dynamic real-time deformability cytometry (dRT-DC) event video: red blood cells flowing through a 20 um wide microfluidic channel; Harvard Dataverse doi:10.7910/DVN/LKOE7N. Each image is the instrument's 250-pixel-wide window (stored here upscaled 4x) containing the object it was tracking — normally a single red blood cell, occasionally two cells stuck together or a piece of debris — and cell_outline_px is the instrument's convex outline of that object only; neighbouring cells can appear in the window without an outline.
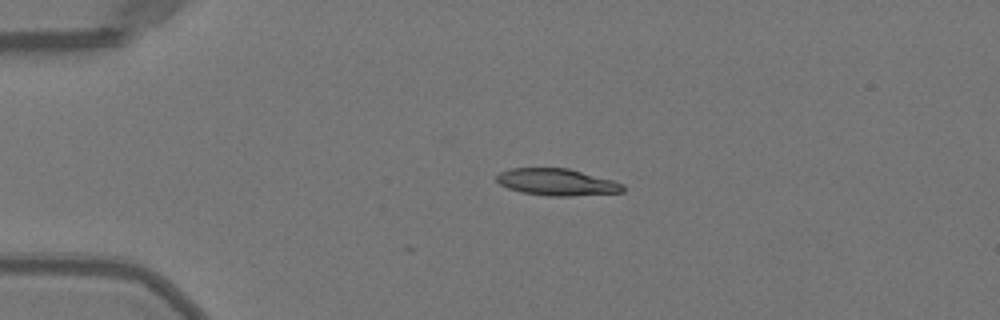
{"species": "Egyptian fruit bat (a non-hibernating species)", "species_latin": "Rousettus aegyptiacus", "temperature_condition": "warm", "stored_images_in_passage": 23, "camera_frame_rate_fps": 3000, "um_per_image_px": 0.085, "animal": {"sex": "female"}, "frame": {"image": 1, "passage_image": 1, "time_ms": 0.0, "image_size_px": [1000, 320], "cell_outline_px": [[624, 192], [572, 196], [548, 196], [520, 192], [508, 188], [500, 184], [496, 180], [496, 176], [500, 172], [512, 168], [568, 168], [612, 180], [624, 184]], "centroid_in_image_um": [47.33, 15.48], "position_along_channel_um": 37.7, "area_um2": 19.77}}
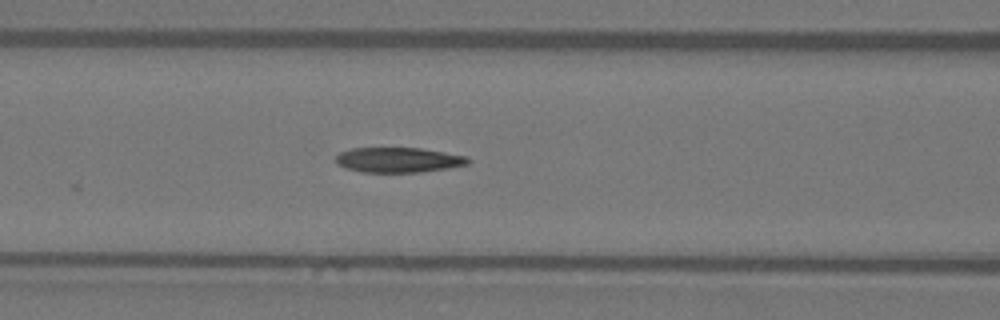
{"frame": {"image": 2, "passage_image": 11, "time_ms": 3.333, "image_size_px": [1000, 320], "cell_outline_px": [[472, 160], [468, 164], [448, 168], [420, 172], [360, 172], [344, 168], [336, 164], [336, 156], [340, 152], [352, 148], [420, 148], [468, 156]], "centroid_in_image_um": [33.86, 13.59], "position_along_channel_um": 132.7, "area_um2": 19.42}}
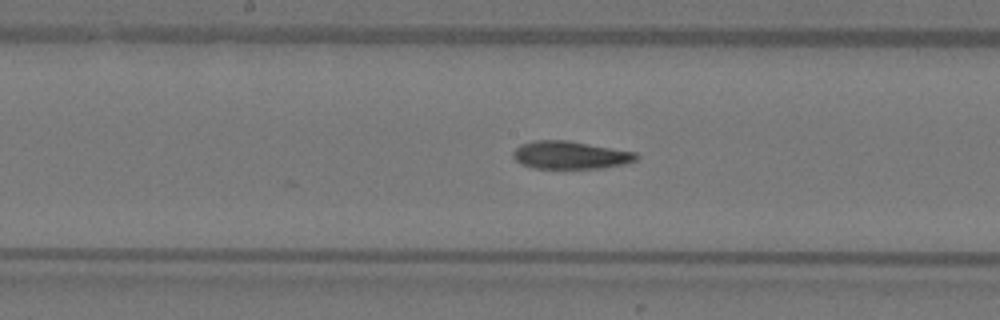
{"frame": {"image": 3, "passage_image": 16, "time_ms": 5.0, "image_size_px": [1000, 320], "cell_outline_px": [[640, 156], [636, 160], [620, 164], [600, 168], [532, 168], [520, 164], [512, 156], [512, 152], [520, 144], [532, 140], [568, 140], [636, 152]], "centroid_in_image_um": [48.42, 13.17], "position_along_channel_um": 199.8, "area_um2": 20.0}}